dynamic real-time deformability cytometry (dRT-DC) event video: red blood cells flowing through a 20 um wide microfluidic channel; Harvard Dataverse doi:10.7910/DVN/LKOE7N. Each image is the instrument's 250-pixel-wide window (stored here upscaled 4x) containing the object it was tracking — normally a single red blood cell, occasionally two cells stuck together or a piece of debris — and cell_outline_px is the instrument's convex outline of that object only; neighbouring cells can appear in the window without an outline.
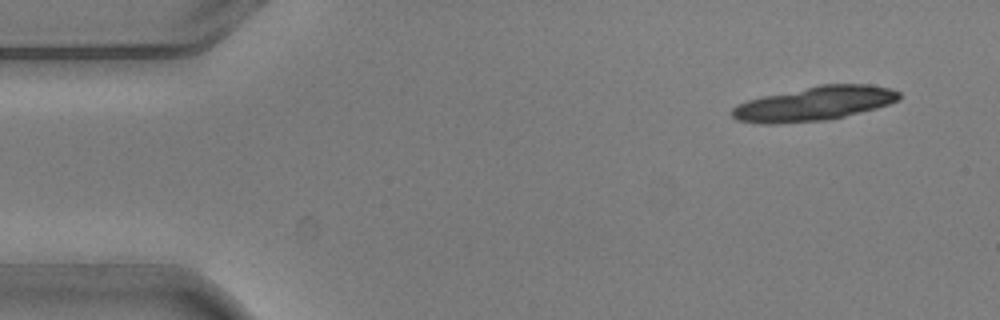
{"species": "common noctule bat (a hibernating species)", "species_latin": "Nyctalus noctula", "temperature_condition": "warm", "stored_images_in_passage": 4, "camera_frame_rate_fps": 3000, "um_per_image_px": 0.085, "animal": {"sex": "male", "body_mass_g": 20.5, "forearm_length_mm": 52.5}, "frame": {"image": 1, "passage_image": 1, "time_ms": 0.0, "image_size_px": [1000, 320], "cell_outline_px": [[900, 100], [876, 108], [828, 120], [776, 124], [760, 124], [736, 120], [732, 116], [732, 108], [736, 104], [748, 100], [764, 96], [820, 84], [868, 84], [892, 88], [900, 92]], "centroid_in_image_um": [69.22, 8.81], "position_along_channel_um": 15.8, "area_um2": 33.41}}